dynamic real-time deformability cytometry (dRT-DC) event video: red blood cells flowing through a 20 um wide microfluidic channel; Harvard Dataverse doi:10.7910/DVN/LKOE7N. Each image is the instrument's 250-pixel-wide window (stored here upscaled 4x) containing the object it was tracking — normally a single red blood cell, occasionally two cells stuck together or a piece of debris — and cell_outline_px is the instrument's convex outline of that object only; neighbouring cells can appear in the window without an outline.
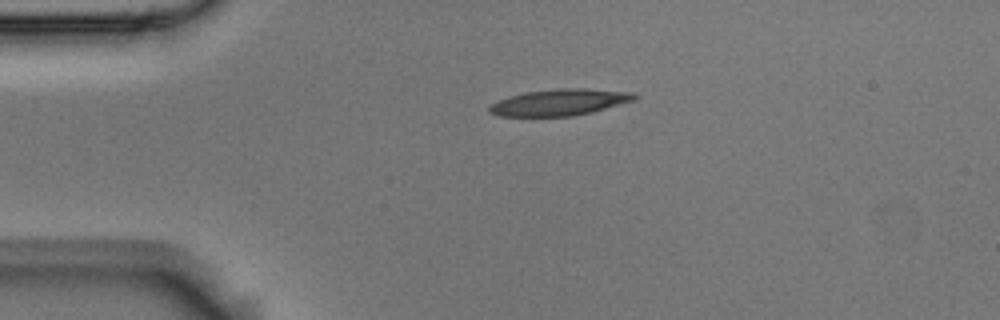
{"species": "Egyptian fruit bat (a non-hibernating species)", "species_latin": "Rousettus aegyptiacus", "temperature_condition": "room temperature", "stored_images_in_passage": 2, "camera_frame_rate_fps": 3000, "um_per_image_px": 0.085, "animal": {"sex": "male"}, "frame": {"image": 1, "passage_image": 1, "time_ms": 0.0, "image_size_px": [1000, 320], "cell_outline_px": [[640, 96], [636, 100], [592, 112], [572, 116], [500, 116], [488, 112], [488, 108], [492, 104], [508, 96], [528, 92], [560, 88], [584, 88], [632, 92]], "centroid_in_image_um": [47.62, 8.69], "position_along_channel_um": 37.4, "area_um2": 22.31}}